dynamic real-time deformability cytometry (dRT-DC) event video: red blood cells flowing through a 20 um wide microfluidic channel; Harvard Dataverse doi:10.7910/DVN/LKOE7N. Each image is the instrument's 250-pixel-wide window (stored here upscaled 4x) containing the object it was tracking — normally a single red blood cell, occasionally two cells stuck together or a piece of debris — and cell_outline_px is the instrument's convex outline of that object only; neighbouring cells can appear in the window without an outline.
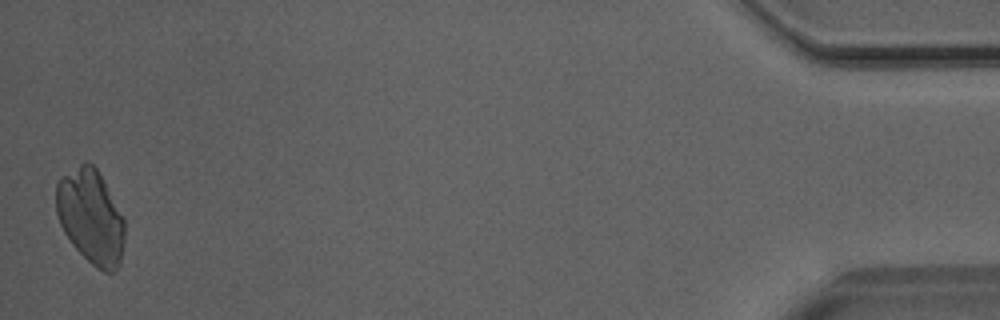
{"species": "Egyptian fruit bat (a non-hibernating species)", "species_latin": "Rousettus aegyptiacus", "temperature_condition": "room temperature", "stored_images_in_passage": 46, "camera_frame_rate_fps": 3000, "um_per_image_px": 0.085, "animal": {"sex": "male"}, "frame": {"image": 1, "passage_image": 46, "time_ms": 15.0, "image_size_px": [1000, 320], "cell_outline_px": [[124, 244], [120, 264], [112, 272], [104, 272], [96, 268], [72, 244], [64, 232], [60, 224], [56, 212], [56, 184], [60, 176], [84, 160], [88, 160], [96, 168], [124, 216]], "centroid_in_image_um": [7.71, 18.39], "position_along_channel_um": 427.5, "area_um2": 37.92}}